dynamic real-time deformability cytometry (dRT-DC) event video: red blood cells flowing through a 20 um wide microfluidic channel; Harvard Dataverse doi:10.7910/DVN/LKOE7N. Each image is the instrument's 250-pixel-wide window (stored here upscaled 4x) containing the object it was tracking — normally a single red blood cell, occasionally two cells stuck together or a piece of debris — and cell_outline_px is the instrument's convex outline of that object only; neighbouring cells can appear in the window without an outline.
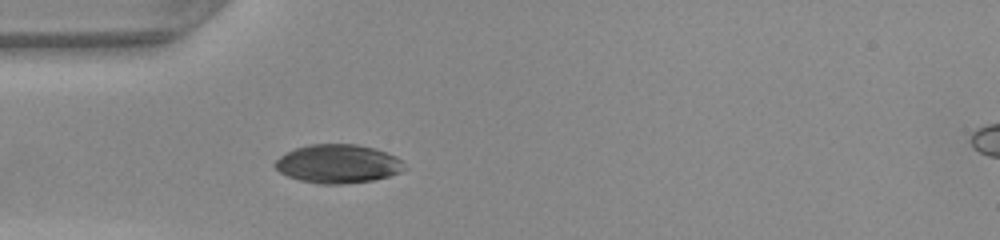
{"species": "common noctule bat (a hibernating species)", "species_latin": "Nyctalus noctula", "temperature_condition": "warm", "stored_images_in_passage": 26, "camera_frame_rate_fps": 3000, "um_per_image_px": 0.085, "animal": {"sex": "female", "body_mass_g": 22.0, "forearm_length_mm": 56.7}, "frame": {"image": 1, "passage_image": 1, "time_ms": 0.0, "image_size_px": [1000, 240], "cell_outline_px": [[408, 168], [400, 172], [388, 176], [372, 180], [344, 184], [320, 184], [300, 180], [288, 176], [280, 172], [272, 164], [280, 156], [296, 148], [308, 144], [356, 144], [372, 148], [396, 156]], "centroid_in_image_um": [28.72, 13.93], "position_along_channel_um": 56.3, "area_um2": 29.02}}
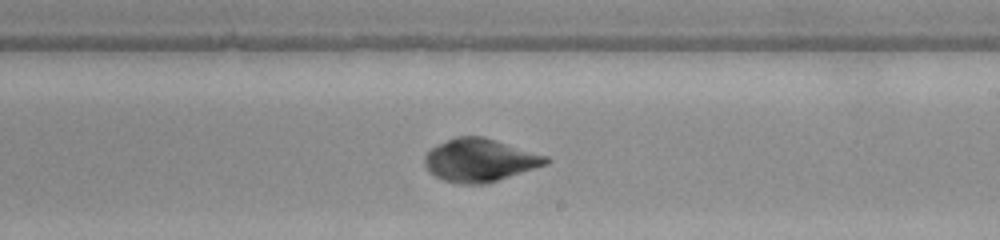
{"frame": {"image": 2, "passage_image": 15, "time_ms": 4.667, "image_size_px": [1000, 240], "cell_outline_px": [[552, 160], [548, 164], [484, 184], [456, 184], [440, 180], [428, 172], [424, 164], [424, 156], [428, 148], [436, 144], [456, 136], [484, 136], [548, 156]], "centroid_in_image_um": [40.73, 13.61], "position_along_channel_um": 248.3, "area_um2": 30.87}}
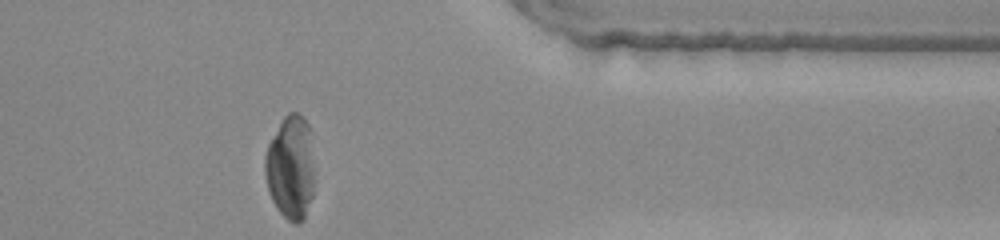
{"frame": {"image": 3, "passage_image": 26, "time_ms": 8.333, "image_size_px": [1000, 240], "cell_outline_px": [[312, 196], [304, 220], [300, 224], [296, 224], [288, 220], [276, 208], [268, 192], [264, 172], [264, 156], [268, 144], [284, 116], [288, 112], [300, 112], [308, 124], [312, 160]], "centroid_in_image_um": [24.66, 14.25], "position_along_channel_um": 386.7, "area_um2": 29.82}}